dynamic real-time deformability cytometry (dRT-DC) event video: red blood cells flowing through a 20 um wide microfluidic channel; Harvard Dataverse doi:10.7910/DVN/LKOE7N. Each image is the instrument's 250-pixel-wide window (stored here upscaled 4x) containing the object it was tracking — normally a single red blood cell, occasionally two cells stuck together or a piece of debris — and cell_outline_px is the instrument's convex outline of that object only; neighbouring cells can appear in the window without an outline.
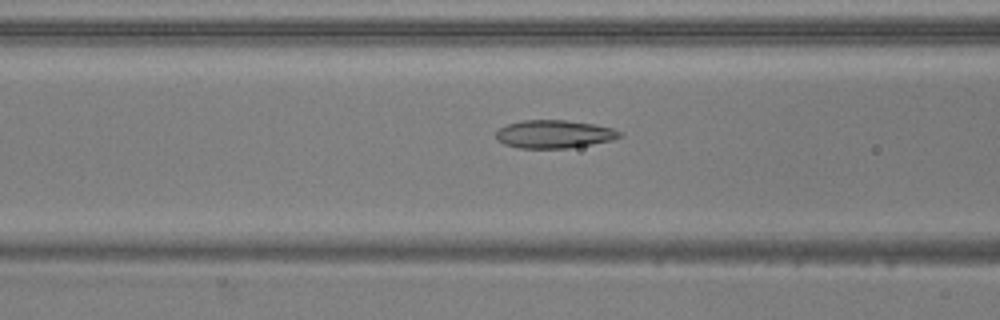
{"species": "common noctule bat (a hibernating species)", "species_latin": "Nyctalus noctula", "temperature_condition": "warm", "stored_images_in_passage": 41, "camera_frame_rate_fps": 3000, "um_per_image_px": 0.085, "animal": {"sex": "male", "body_mass_g": 20.5, "forearm_length_mm": 52.5}, "frame": {"image": 1, "passage_image": 21, "time_ms": 6.667, "image_size_px": [1000, 320], "cell_outline_px": [[624, 136], [612, 140], [592, 144], [568, 148], [520, 148], [504, 144], [496, 140], [496, 132], [500, 128], [508, 124], [524, 120], [564, 120], [592, 124], [612, 128], [620, 132]], "centroid_in_image_um": [47.09, 11.4], "position_along_channel_um": 119.5, "area_um2": 20.11}}
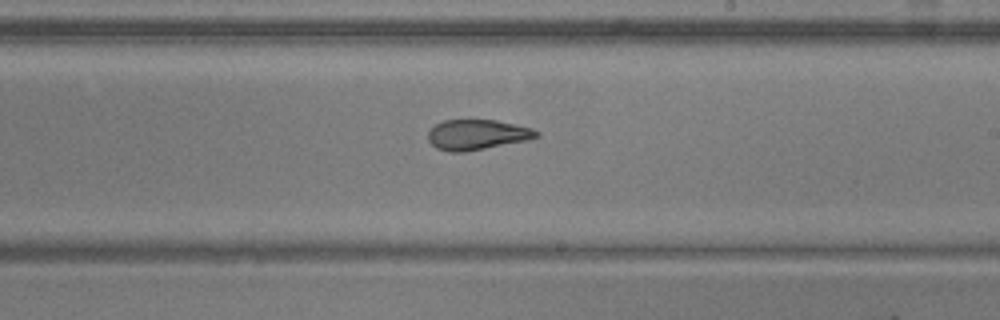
{"frame": {"image": 2, "passage_image": 31, "time_ms": 10.0, "image_size_px": [1000, 320], "cell_outline_px": [[540, 136], [524, 140], [464, 152], [448, 152], [436, 148], [428, 140], [428, 132], [436, 124], [444, 120], [496, 120], [532, 128], [540, 132]], "centroid_in_image_um": [40.52, 11.44], "position_along_channel_um": 248.5, "area_um2": 18.84}}
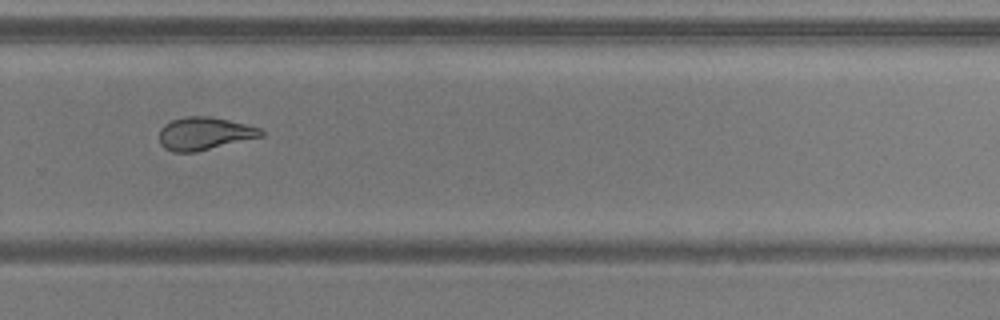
{"frame": {"image": 3, "passage_image": 36, "time_ms": 11.667, "image_size_px": [1000, 320], "cell_outline_px": [[264, 136], [196, 152], [172, 152], [164, 148], [160, 144], [160, 128], [164, 124], [172, 120], [184, 116], [208, 116], [228, 120], [260, 128], [264, 132]], "centroid_in_image_um": [17.36, 11.36], "position_along_channel_um": 312.4, "area_um2": 19.48}, "authors_computed_cell_mechanics": {"area_um2": 20.4612, "velocity_mm_per_s": 3.8614, "shape_relaxation_time_tau1_ms": null, "shape_relaxation_time_tau2_ms": 2.1072, "deformation_change_tau1": null, "deformation_change_tau2": 0.0863}}